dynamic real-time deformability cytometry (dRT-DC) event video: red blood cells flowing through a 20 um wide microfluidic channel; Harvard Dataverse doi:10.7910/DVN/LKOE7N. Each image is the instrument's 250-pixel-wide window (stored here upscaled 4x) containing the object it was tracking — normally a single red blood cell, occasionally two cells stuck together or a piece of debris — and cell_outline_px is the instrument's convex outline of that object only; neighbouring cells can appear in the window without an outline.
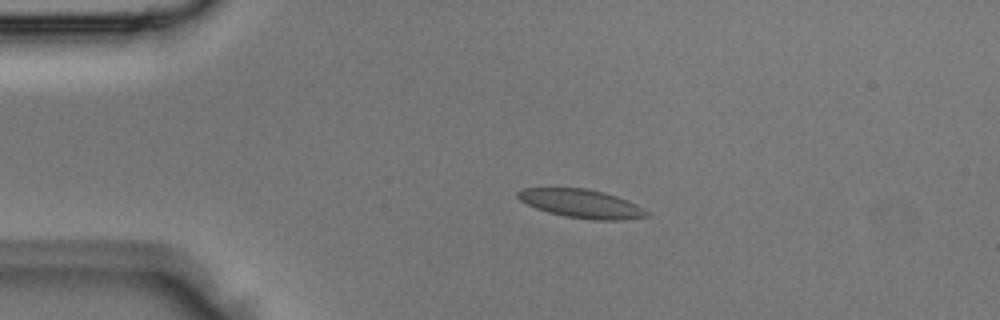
{"species": "Egyptian fruit bat (a non-hibernating species)", "species_latin": "Rousettus aegyptiacus", "temperature_condition": "room temperature", "stored_images_in_passage": 4, "camera_frame_rate_fps": 3000, "um_per_image_px": 0.085, "animal": {"sex": "male"}, "frame": {"image": 1, "passage_image": 3, "time_ms": 0.667, "image_size_px": [1000, 320], "cell_outline_px": [[648, 216], [624, 220], [596, 220], [564, 216], [548, 212], [536, 208], [520, 200], [516, 196], [516, 192], [524, 188], [588, 188], [604, 192], [628, 200], [644, 208], [648, 212]], "centroid_in_image_um": [49.43, 17.3], "position_along_channel_um": 35.6, "area_um2": 21.44}}